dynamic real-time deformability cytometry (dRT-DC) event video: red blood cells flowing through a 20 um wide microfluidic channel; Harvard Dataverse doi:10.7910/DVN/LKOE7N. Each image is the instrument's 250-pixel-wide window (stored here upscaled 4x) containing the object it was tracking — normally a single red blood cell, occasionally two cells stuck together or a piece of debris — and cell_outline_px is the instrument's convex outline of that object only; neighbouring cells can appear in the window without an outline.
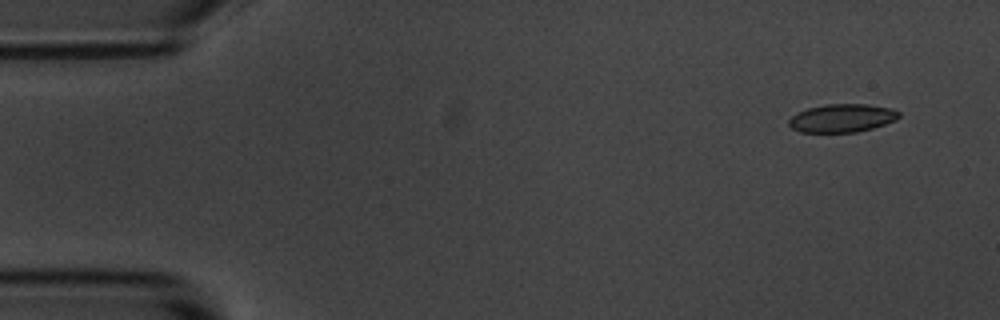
{"species": "common noctule bat (a hibernating species)", "species_latin": "Nyctalus noctula", "temperature_condition": "room temperature", "stored_images_in_passage": 6, "camera_frame_rate_fps": 3000, "um_per_image_px": 0.085, "animal": {"sex": "male", "body_mass_g": 20.1, "forearm_length_mm": 53.5}, "frame": {"image": 1, "passage_image": 1, "time_ms": 0.0, "image_size_px": [1000, 320], "cell_outline_px": [[900, 116], [896, 120], [872, 128], [856, 132], [800, 132], [792, 128], [788, 124], [788, 120], [792, 116], [808, 108], [824, 104], [868, 104], [892, 108], [900, 112]], "centroid_in_image_um": [71.59, 10.03], "position_along_channel_um": 13.4, "area_um2": 18.09}}
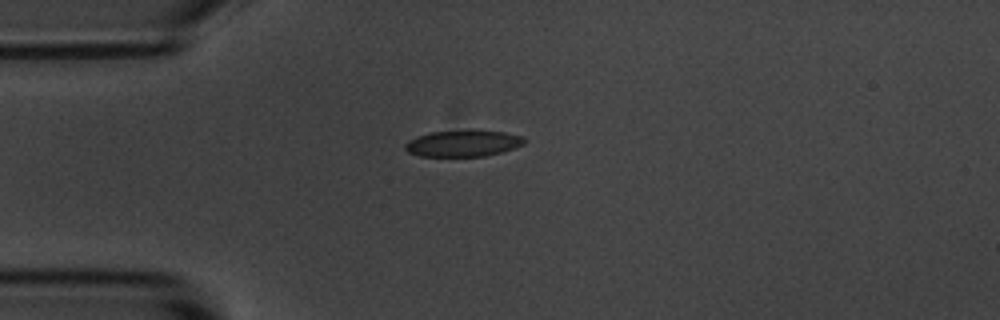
{"frame": {"image": 2, "passage_image": 3, "time_ms": 3.333, "image_size_px": [1000, 320], "cell_outline_px": [[524, 144], [500, 152], [484, 156], [420, 156], [408, 152], [404, 148], [404, 144], [408, 140], [416, 136], [432, 132], [468, 128], [472, 128], [504, 132], [524, 136]], "centroid_in_image_um": [39.34, 12.15], "position_along_channel_um": 45.7, "area_um2": 18.79}}
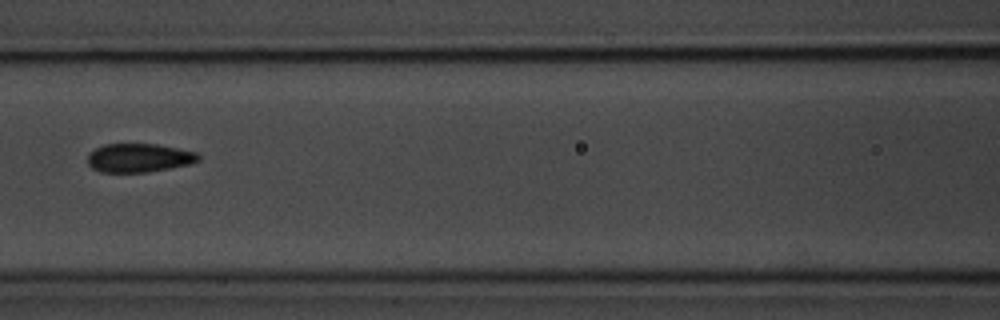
{"frame": {"image": 3, "passage_image": 6, "time_ms": 6.667, "image_size_px": [1000, 320], "cell_outline_px": [[200, 160], [192, 164], [148, 172], [100, 172], [92, 168], [88, 164], [88, 152], [104, 144], [156, 144], [196, 152], [200, 156]], "centroid_in_image_um": [11.81, 13.42], "position_along_channel_um": 154.8, "area_um2": 18.61}}